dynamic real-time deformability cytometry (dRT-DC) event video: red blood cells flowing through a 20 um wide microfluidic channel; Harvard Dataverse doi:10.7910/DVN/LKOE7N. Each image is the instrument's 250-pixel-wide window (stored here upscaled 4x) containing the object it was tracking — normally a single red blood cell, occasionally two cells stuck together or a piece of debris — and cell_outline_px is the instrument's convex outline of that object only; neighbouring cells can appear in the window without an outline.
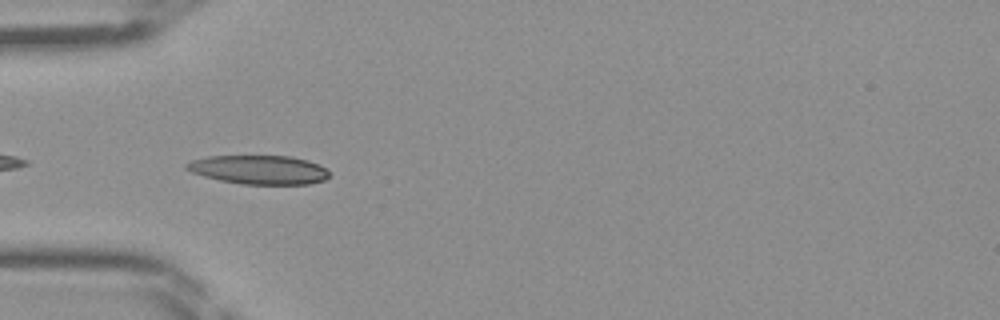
{"species": "Egyptian fruit bat (a non-hibernating species)", "species_latin": "Rousettus aegyptiacus", "temperature_condition": "room temperature", "stored_images_in_passage": 22, "camera_frame_rate_fps": 3000, "um_per_image_px": 0.085, "frame": {"image": 1, "passage_image": 2, "time_ms": 0.333, "image_size_px": [1000, 320], "cell_outline_px": [[328, 176], [324, 180], [308, 184], [244, 184], [220, 180], [204, 176], [192, 172], [184, 168], [184, 164], [192, 160], [208, 156], [292, 156], [308, 160], [320, 164], [328, 172]], "centroid_in_image_um": [22.0, 14.42], "position_along_channel_um": 63.0, "area_um2": 23.99}}
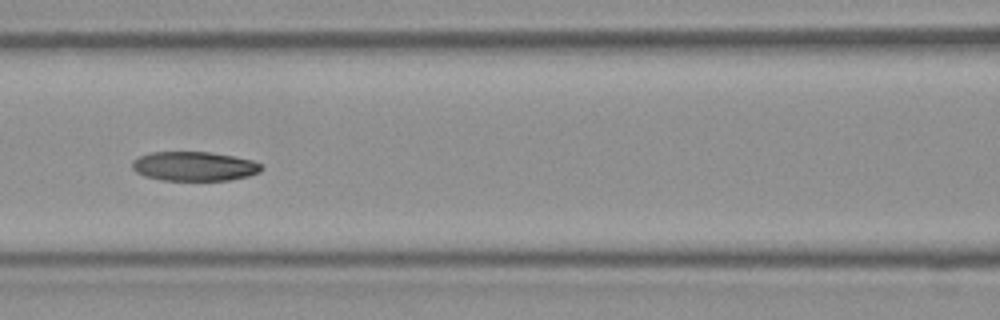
{"frame": {"image": 2, "passage_image": 8, "time_ms": 2.333, "image_size_px": [1000, 320], "cell_outline_px": [[264, 168], [260, 172], [248, 176], [228, 180], [160, 180], [144, 176], [136, 172], [132, 168], [132, 160], [148, 152], [208, 152], [232, 156], [252, 160], [260, 164]], "centroid_in_image_um": [16.48, 14.13], "position_along_channel_um": 150.1, "area_um2": 22.08}}
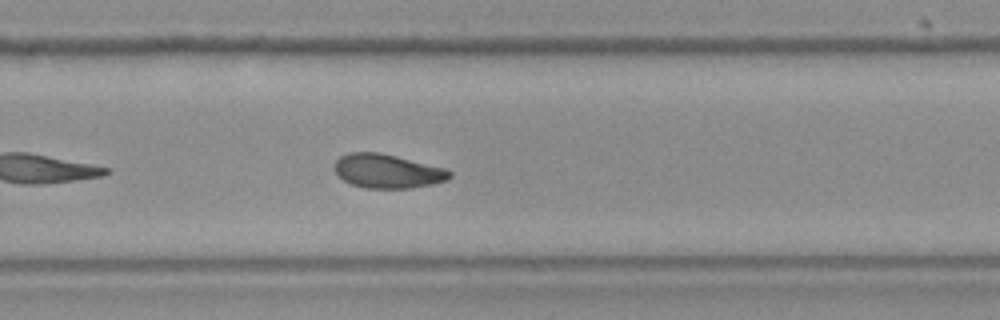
{"frame": {"image": 3, "passage_image": 18, "time_ms": 5.667, "image_size_px": [1000, 320], "cell_outline_px": [[452, 176], [448, 180], [432, 184], [408, 188], [364, 188], [352, 184], [344, 180], [336, 172], [336, 160], [340, 156], [348, 152], [380, 152], [444, 168], [452, 172]], "centroid_in_image_um": [32.94, 14.54], "position_along_channel_um": 296.9, "area_um2": 22.6}}